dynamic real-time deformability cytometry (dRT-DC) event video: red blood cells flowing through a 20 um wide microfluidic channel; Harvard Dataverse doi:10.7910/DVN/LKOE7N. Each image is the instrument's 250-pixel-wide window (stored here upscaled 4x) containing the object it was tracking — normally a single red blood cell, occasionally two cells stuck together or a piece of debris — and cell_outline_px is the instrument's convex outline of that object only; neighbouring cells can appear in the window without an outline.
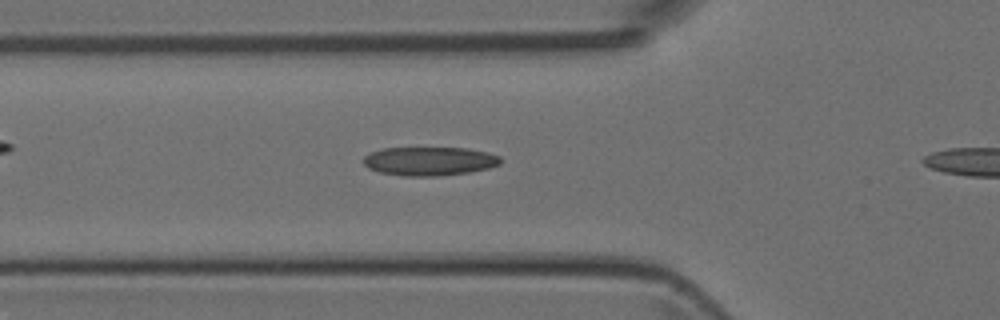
{"species": "Egyptian fruit bat (a non-hibernating species)", "species_latin": "Rousettus aegyptiacus", "temperature_condition": "room temperature", "stored_images_in_passage": 25, "camera_frame_rate_fps": 3000, "um_per_image_px": 0.085, "animal": {"sex": "female"}, "frame": {"image": 1, "passage_image": 6, "time_ms": 1.667, "image_size_px": [1000, 320], "cell_outline_px": [[500, 164], [488, 168], [468, 172], [436, 176], [404, 176], [380, 172], [368, 168], [364, 164], [364, 156], [372, 152], [384, 148], [468, 148], [488, 152], [500, 156]], "centroid_in_image_um": [36.51, 13.69], "position_along_channel_um": 89.3, "area_um2": 22.83}}
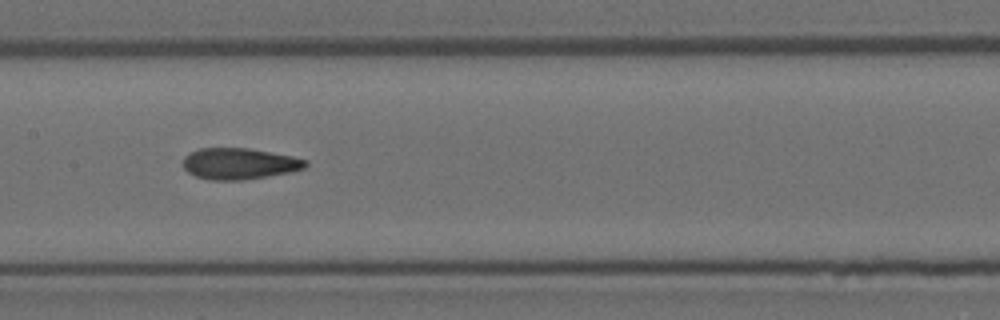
{"frame": {"image": 2, "passage_image": 13, "time_ms": 4.0, "image_size_px": [1000, 320], "cell_outline_px": [[308, 164], [304, 168], [292, 172], [244, 180], [212, 180], [196, 176], [188, 172], [184, 168], [184, 156], [188, 152], [200, 148], [248, 148], [292, 156], [308, 160]], "centroid_in_image_um": [20.35, 13.91], "position_along_channel_um": 187.1, "area_um2": 22.37}}
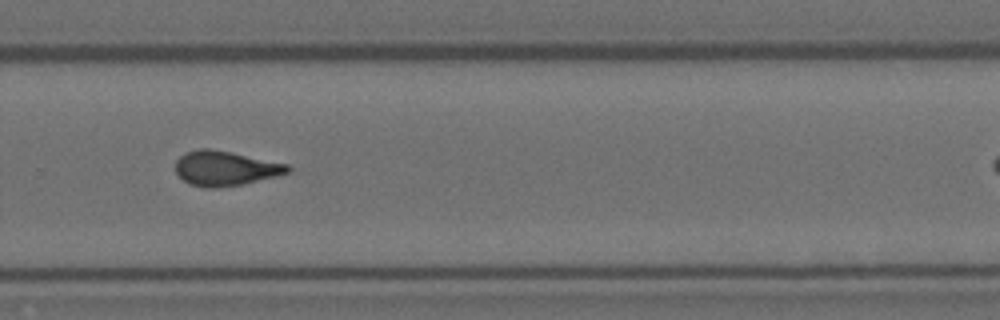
{"frame": {"image": 3, "passage_image": 22, "time_ms": 7.0, "image_size_px": [1000, 320], "cell_outline_px": [[292, 172], [276, 176], [240, 184], [216, 188], [204, 188], [192, 184], [184, 180], [176, 172], [176, 160], [180, 156], [188, 152], [200, 148], [212, 148], [232, 152], [288, 164], [292, 168]], "centroid_in_image_um": [19.18, 14.3], "position_along_channel_um": 310.6, "area_um2": 22.6}}